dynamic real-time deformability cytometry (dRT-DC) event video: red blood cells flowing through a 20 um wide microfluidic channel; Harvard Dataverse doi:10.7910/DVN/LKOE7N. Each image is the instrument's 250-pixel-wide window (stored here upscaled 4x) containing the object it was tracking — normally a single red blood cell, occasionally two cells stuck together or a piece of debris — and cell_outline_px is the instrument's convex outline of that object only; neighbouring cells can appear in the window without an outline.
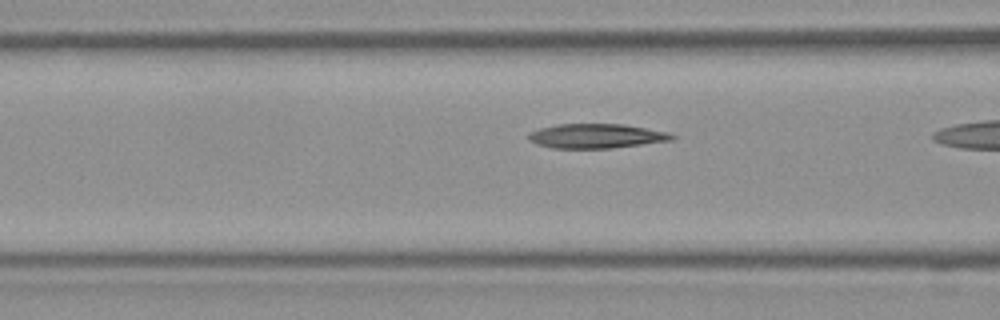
{"species": "Egyptian fruit bat (a non-hibernating species)", "species_latin": "Rousettus aegyptiacus", "temperature_condition": "room temperature", "stored_images_in_passage": 17, "camera_frame_rate_fps": 3000, "um_per_image_px": 0.085, "frame": {"image": 1, "passage_image": 15, "time_ms": 4.667, "image_size_px": [1000, 320], "cell_outline_px": [[676, 136], [672, 140], [612, 148], [552, 148], [536, 144], [528, 140], [528, 132], [540, 128], [556, 124], [624, 124], [668, 132]], "centroid_in_image_um": [50.65, 11.56], "position_along_channel_um": 116.0, "area_um2": 20.46}}